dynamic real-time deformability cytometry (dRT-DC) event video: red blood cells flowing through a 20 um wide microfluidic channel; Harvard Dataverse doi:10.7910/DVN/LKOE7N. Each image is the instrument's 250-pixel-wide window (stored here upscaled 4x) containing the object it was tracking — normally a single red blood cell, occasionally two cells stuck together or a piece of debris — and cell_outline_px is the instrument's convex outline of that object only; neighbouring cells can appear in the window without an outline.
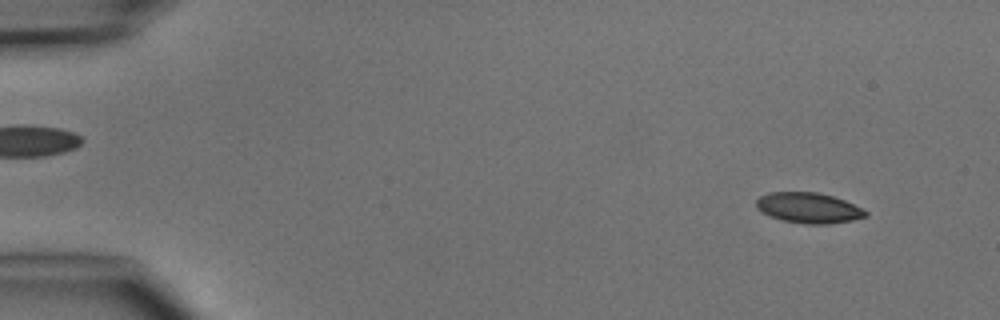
{"species": "common noctule bat (a hibernating species)", "species_latin": "Nyctalus noctula", "temperature_condition": "cold", "stored_images_in_passage": 5, "camera_frame_rate_fps": 3000, "um_per_image_px": 0.085, "animal": {"sex": "male", "body_mass_g": 15.6}, "frame": {"image": 1, "passage_image": 1, "time_ms": 0.0, "image_size_px": [1000, 320], "cell_outline_px": [[868, 216], [852, 220], [828, 224], [804, 224], [784, 220], [772, 216], [756, 208], [756, 200], [760, 196], [768, 192], [816, 192], [832, 196], [844, 200], [868, 212]], "centroid_in_image_um": [68.73, 17.66], "position_along_channel_um": 16.3, "area_um2": 19.19}}
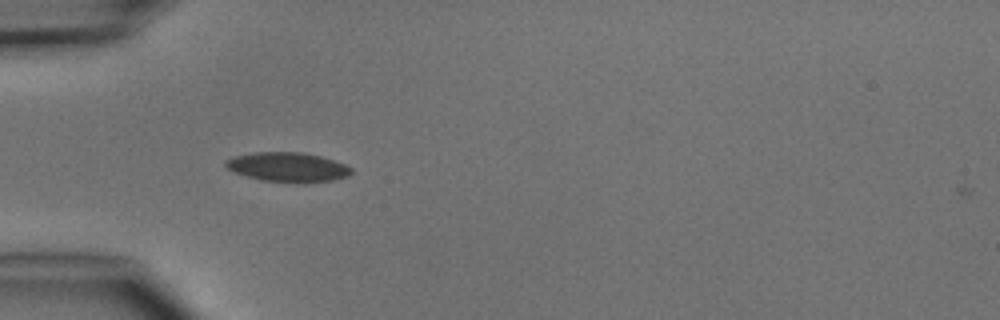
{"frame": {"image": 2, "passage_image": 4, "time_ms": 3.667, "image_size_px": [1000, 320], "cell_outline_px": [[352, 172], [348, 176], [332, 180], [300, 184], [260, 180], [236, 172], [228, 168], [224, 164], [224, 160], [232, 156], [252, 152], [304, 152], [320, 156], [344, 164], [352, 168]], "centroid_in_image_um": [24.44, 14.21], "position_along_channel_um": 60.6, "area_um2": 21.79}}